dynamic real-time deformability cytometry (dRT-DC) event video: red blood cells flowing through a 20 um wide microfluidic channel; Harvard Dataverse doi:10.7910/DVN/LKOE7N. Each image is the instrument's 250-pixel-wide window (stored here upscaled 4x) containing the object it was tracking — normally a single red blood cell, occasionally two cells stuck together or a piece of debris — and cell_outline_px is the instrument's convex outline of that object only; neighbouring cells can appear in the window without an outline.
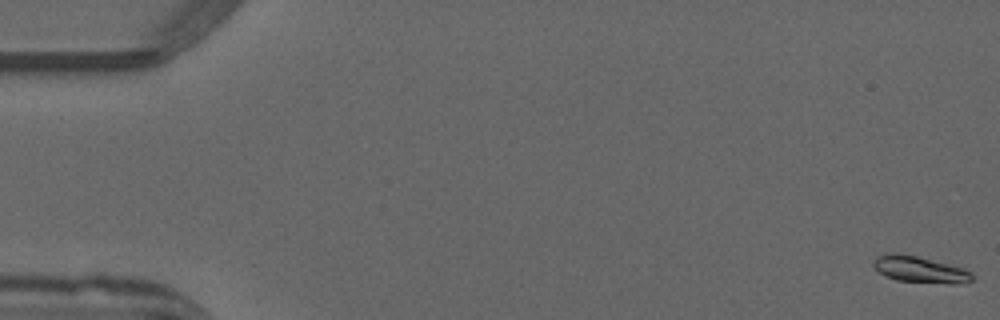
{"species": "common noctule bat (a hibernating species)", "species_latin": "Nyctalus noctula", "temperature_condition": "warm", "stored_images_in_passage": 52, "camera_frame_rate_fps": 3000, "um_per_image_px": 0.085, "animal": {"sex": "male", "forearm_length_mm": 52.5}, "frame": {"image": 1, "passage_image": 1, "time_ms": 0.0, "image_size_px": [1000, 320], "cell_outline_px": [[972, 280], [964, 284], [952, 284], [896, 280], [880, 272], [872, 264], [876, 256], [884, 252], [892, 252], [916, 256], [964, 268], [972, 272]], "centroid_in_image_um": [78.2, 22.9], "position_along_channel_um": 6.8, "area_um2": 15.14}}
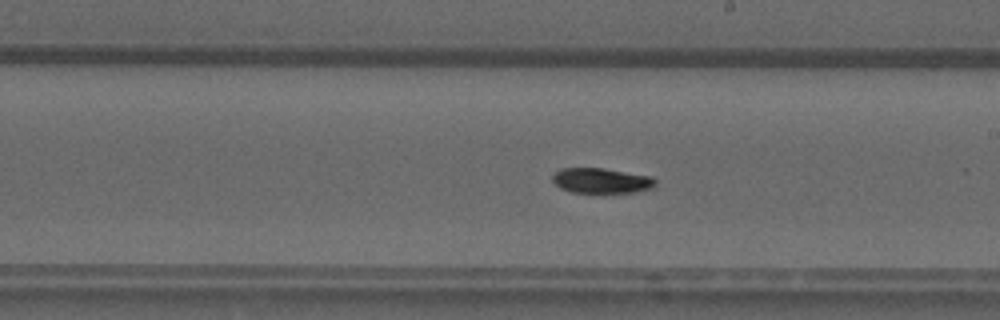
{"frame": {"image": 2, "passage_image": 30, "time_ms": 9.667, "image_size_px": [1000, 320], "cell_outline_px": [[656, 188], [636, 192], [572, 192], [560, 188], [552, 180], [552, 176], [560, 168], [604, 168], [652, 176], [656, 180]], "centroid_in_image_um": [51.17, 15.35], "position_along_channel_um": 237.8, "area_um2": 15.2}}
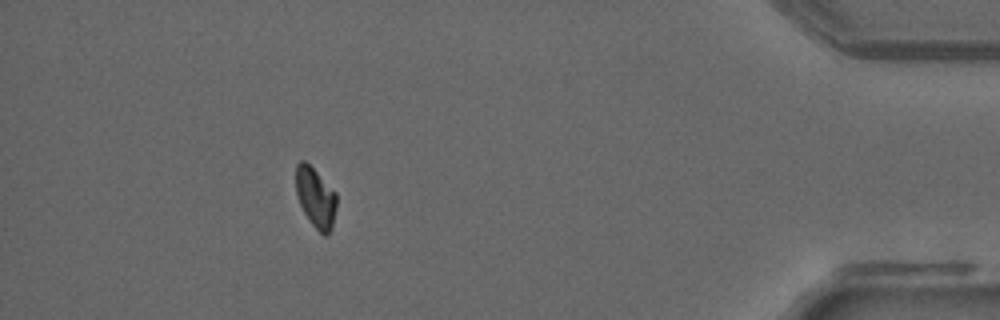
{"frame": {"image": 3, "passage_image": 47, "time_ms": 15.333, "image_size_px": [1000, 320], "cell_outline_px": [[336, 208], [332, 228], [324, 236], [312, 224], [304, 212], [300, 204], [296, 192], [296, 164], [300, 160], [304, 160], [336, 192]], "centroid_in_image_um": [26.82, 16.79], "position_along_channel_um": 408.4, "area_um2": 13.99}, "authors_computed_cell_mechanics": {"area_um2": 15.1436, "velocity_mm_per_s": 3.989, "shape_relaxation_time_tau1_ms": 6.8514, "shape_relaxation_time_tau2_ms": null, "deformation_change_tau1": 0.1581, "deformation_change_tau2": null}}